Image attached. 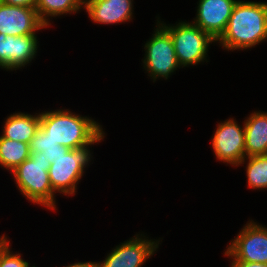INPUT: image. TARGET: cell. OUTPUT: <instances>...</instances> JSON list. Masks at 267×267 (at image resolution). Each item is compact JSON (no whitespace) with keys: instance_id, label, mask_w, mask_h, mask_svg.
Listing matches in <instances>:
<instances>
[{"instance_id":"obj_1","label":"cell","mask_w":267,"mask_h":267,"mask_svg":"<svg viewBox=\"0 0 267 267\" xmlns=\"http://www.w3.org/2000/svg\"><path fill=\"white\" fill-rule=\"evenodd\" d=\"M263 41L267 42V2L238 0L216 44L233 52L254 48Z\"/></svg>"},{"instance_id":"obj_2","label":"cell","mask_w":267,"mask_h":267,"mask_svg":"<svg viewBox=\"0 0 267 267\" xmlns=\"http://www.w3.org/2000/svg\"><path fill=\"white\" fill-rule=\"evenodd\" d=\"M51 139L69 149L90 144L104 129L95 118L75 114L63 107L40 112V126Z\"/></svg>"},{"instance_id":"obj_3","label":"cell","mask_w":267,"mask_h":267,"mask_svg":"<svg viewBox=\"0 0 267 267\" xmlns=\"http://www.w3.org/2000/svg\"><path fill=\"white\" fill-rule=\"evenodd\" d=\"M50 165L43 153H30V157L10 174L14 177L17 189L28 201L48 210H57V196L48 173Z\"/></svg>"},{"instance_id":"obj_4","label":"cell","mask_w":267,"mask_h":267,"mask_svg":"<svg viewBox=\"0 0 267 267\" xmlns=\"http://www.w3.org/2000/svg\"><path fill=\"white\" fill-rule=\"evenodd\" d=\"M103 130L90 144L70 149L67 154L58 156L49 168V178L53 191L58 195L75 196L77 185L84 176L86 167L93 160L91 145L104 141L106 136Z\"/></svg>"},{"instance_id":"obj_5","label":"cell","mask_w":267,"mask_h":267,"mask_svg":"<svg viewBox=\"0 0 267 267\" xmlns=\"http://www.w3.org/2000/svg\"><path fill=\"white\" fill-rule=\"evenodd\" d=\"M155 18L170 33L181 68L209 62L208 49L216 41L208 33L191 21L179 20L175 24H167L161 21L160 16Z\"/></svg>"},{"instance_id":"obj_6","label":"cell","mask_w":267,"mask_h":267,"mask_svg":"<svg viewBox=\"0 0 267 267\" xmlns=\"http://www.w3.org/2000/svg\"><path fill=\"white\" fill-rule=\"evenodd\" d=\"M152 37L144 44L142 66L153 82L157 79L168 80L176 70L180 69L173 40L170 33L156 20Z\"/></svg>"},{"instance_id":"obj_7","label":"cell","mask_w":267,"mask_h":267,"mask_svg":"<svg viewBox=\"0 0 267 267\" xmlns=\"http://www.w3.org/2000/svg\"><path fill=\"white\" fill-rule=\"evenodd\" d=\"M161 239H151L142 232L136 233L114 247L103 261H98L99 267H143L158 251Z\"/></svg>"},{"instance_id":"obj_8","label":"cell","mask_w":267,"mask_h":267,"mask_svg":"<svg viewBox=\"0 0 267 267\" xmlns=\"http://www.w3.org/2000/svg\"><path fill=\"white\" fill-rule=\"evenodd\" d=\"M211 139V148L217 161L238 166L245 158L244 122L240 125L233 117L216 125Z\"/></svg>"},{"instance_id":"obj_9","label":"cell","mask_w":267,"mask_h":267,"mask_svg":"<svg viewBox=\"0 0 267 267\" xmlns=\"http://www.w3.org/2000/svg\"><path fill=\"white\" fill-rule=\"evenodd\" d=\"M226 251L236 260L267 264V227L248 220L229 241Z\"/></svg>"},{"instance_id":"obj_10","label":"cell","mask_w":267,"mask_h":267,"mask_svg":"<svg viewBox=\"0 0 267 267\" xmlns=\"http://www.w3.org/2000/svg\"><path fill=\"white\" fill-rule=\"evenodd\" d=\"M37 37V35L6 36L0 33V68L11 72L31 65L39 50Z\"/></svg>"},{"instance_id":"obj_11","label":"cell","mask_w":267,"mask_h":267,"mask_svg":"<svg viewBox=\"0 0 267 267\" xmlns=\"http://www.w3.org/2000/svg\"><path fill=\"white\" fill-rule=\"evenodd\" d=\"M238 0H198L196 17L191 21L215 41L225 32Z\"/></svg>"},{"instance_id":"obj_12","label":"cell","mask_w":267,"mask_h":267,"mask_svg":"<svg viewBox=\"0 0 267 267\" xmlns=\"http://www.w3.org/2000/svg\"><path fill=\"white\" fill-rule=\"evenodd\" d=\"M47 26L35 8L6 5L0 2V33L10 36L36 35ZM38 31V32H37Z\"/></svg>"},{"instance_id":"obj_13","label":"cell","mask_w":267,"mask_h":267,"mask_svg":"<svg viewBox=\"0 0 267 267\" xmlns=\"http://www.w3.org/2000/svg\"><path fill=\"white\" fill-rule=\"evenodd\" d=\"M134 0H84L83 9L95 24L117 25L132 21Z\"/></svg>"},{"instance_id":"obj_14","label":"cell","mask_w":267,"mask_h":267,"mask_svg":"<svg viewBox=\"0 0 267 267\" xmlns=\"http://www.w3.org/2000/svg\"><path fill=\"white\" fill-rule=\"evenodd\" d=\"M245 157L267 155V112L252 111L244 119Z\"/></svg>"},{"instance_id":"obj_15","label":"cell","mask_w":267,"mask_h":267,"mask_svg":"<svg viewBox=\"0 0 267 267\" xmlns=\"http://www.w3.org/2000/svg\"><path fill=\"white\" fill-rule=\"evenodd\" d=\"M2 137L30 144L40 126V111L35 114L15 112L4 119Z\"/></svg>"},{"instance_id":"obj_16","label":"cell","mask_w":267,"mask_h":267,"mask_svg":"<svg viewBox=\"0 0 267 267\" xmlns=\"http://www.w3.org/2000/svg\"><path fill=\"white\" fill-rule=\"evenodd\" d=\"M83 5L84 0H37L35 9L40 20L49 28L53 18L76 14L83 9Z\"/></svg>"},{"instance_id":"obj_17","label":"cell","mask_w":267,"mask_h":267,"mask_svg":"<svg viewBox=\"0 0 267 267\" xmlns=\"http://www.w3.org/2000/svg\"><path fill=\"white\" fill-rule=\"evenodd\" d=\"M29 157V144L6 139L0 135V167L12 173Z\"/></svg>"},{"instance_id":"obj_18","label":"cell","mask_w":267,"mask_h":267,"mask_svg":"<svg viewBox=\"0 0 267 267\" xmlns=\"http://www.w3.org/2000/svg\"><path fill=\"white\" fill-rule=\"evenodd\" d=\"M245 163L248 188L267 190V155L245 157L237 167Z\"/></svg>"},{"instance_id":"obj_19","label":"cell","mask_w":267,"mask_h":267,"mask_svg":"<svg viewBox=\"0 0 267 267\" xmlns=\"http://www.w3.org/2000/svg\"><path fill=\"white\" fill-rule=\"evenodd\" d=\"M29 147L30 153H43V156L50 164L53 163L58 156L67 154L70 150L51 139L40 127L32 138Z\"/></svg>"},{"instance_id":"obj_20","label":"cell","mask_w":267,"mask_h":267,"mask_svg":"<svg viewBox=\"0 0 267 267\" xmlns=\"http://www.w3.org/2000/svg\"><path fill=\"white\" fill-rule=\"evenodd\" d=\"M10 241L7 235L0 241V267H33L19 251H12Z\"/></svg>"},{"instance_id":"obj_21","label":"cell","mask_w":267,"mask_h":267,"mask_svg":"<svg viewBox=\"0 0 267 267\" xmlns=\"http://www.w3.org/2000/svg\"><path fill=\"white\" fill-rule=\"evenodd\" d=\"M224 255L230 258V267H267L265 263L246 262L234 259L226 250Z\"/></svg>"},{"instance_id":"obj_22","label":"cell","mask_w":267,"mask_h":267,"mask_svg":"<svg viewBox=\"0 0 267 267\" xmlns=\"http://www.w3.org/2000/svg\"><path fill=\"white\" fill-rule=\"evenodd\" d=\"M6 5H14L28 8H36L37 0H0Z\"/></svg>"},{"instance_id":"obj_23","label":"cell","mask_w":267,"mask_h":267,"mask_svg":"<svg viewBox=\"0 0 267 267\" xmlns=\"http://www.w3.org/2000/svg\"><path fill=\"white\" fill-rule=\"evenodd\" d=\"M63 267H99L98 261L74 262Z\"/></svg>"},{"instance_id":"obj_24","label":"cell","mask_w":267,"mask_h":267,"mask_svg":"<svg viewBox=\"0 0 267 267\" xmlns=\"http://www.w3.org/2000/svg\"><path fill=\"white\" fill-rule=\"evenodd\" d=\"M6 236V234H2V236H0V241Z\"/></svg>"}]
</instances>
